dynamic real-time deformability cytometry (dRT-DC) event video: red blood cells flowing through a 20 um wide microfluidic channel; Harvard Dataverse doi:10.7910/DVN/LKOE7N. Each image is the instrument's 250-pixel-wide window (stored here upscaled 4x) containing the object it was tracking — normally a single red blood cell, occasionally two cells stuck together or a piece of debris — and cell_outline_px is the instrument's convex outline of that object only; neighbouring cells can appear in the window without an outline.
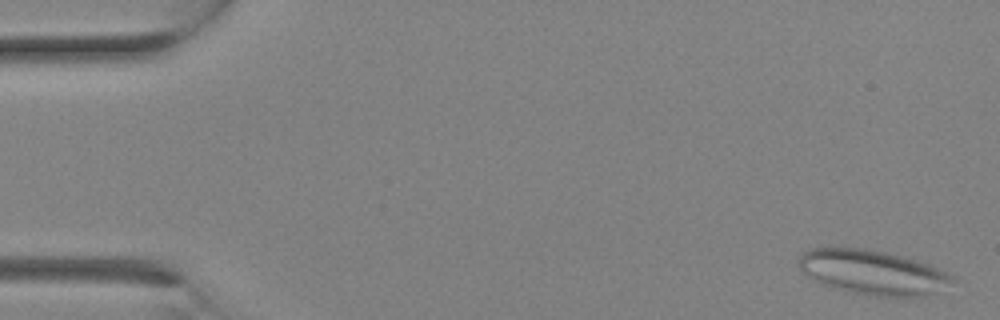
{"species": "Egyptian fruit bat (a non-hibernating species)", "species_latin": "Rousettus aegyptiacus", "temperature_condition": "room temperature", "stored_images_in_passage": 11, "camera_frame_rate_fps": 3000, "um_per_image_px": 0.085, "animal": {"sex": "female"}, "frame": {"image": 1, "passage_image": 1, "time_ms": 0.0, "image_size_px": [1000, 320], "cell_outline_px": [[956, 280], [936, 292], [904, 300], [872, 296], [852, 292], [836, 288], [824, 284], [808, 276], [800, 268], [800, 256], [808, 248], [864, 248], [904, 256], [928, 264], [948, 272]], "centroid_in_image_um": [74.24, 23.17], "position_along_channel_um": 10.8, "area_um2": 40.06}}